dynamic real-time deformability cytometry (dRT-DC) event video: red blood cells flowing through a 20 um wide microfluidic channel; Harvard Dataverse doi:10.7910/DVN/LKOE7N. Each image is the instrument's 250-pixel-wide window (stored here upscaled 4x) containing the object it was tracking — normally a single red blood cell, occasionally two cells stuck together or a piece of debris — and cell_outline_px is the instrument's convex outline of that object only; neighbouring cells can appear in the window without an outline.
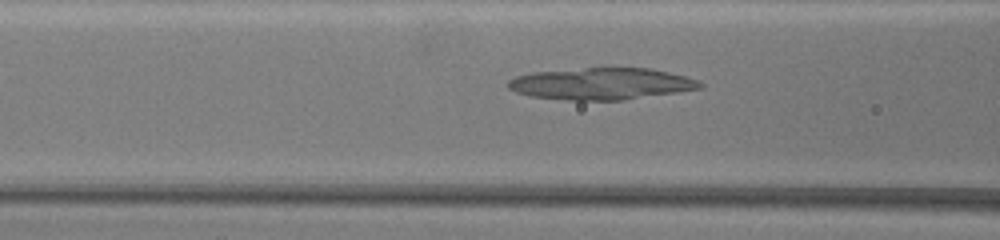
{"species": "common noctule bat (a hibernating species)", "species_latin": "Nyctalus noctula", "temperature_condition": "warm", "stored_images_in_passage": 74, "camera_frame_rate_fps": 3000, "um_per_image_px": 0.085, "animal": {"sex": "female", "body_mass_g": 19.5, "forearm_length_mm": 54.1}, "frame": {"image": 1, "passage_image": 33, "time_ms": 10.667, "image_size_px": [1000, 240], "cell_outline_px": [[704, 88], [624, 100], [568, 100], [532, 96], [516, 92], [508, 88], [508, 80], [516, 76], [532, 72], [604, 64], [612, 64], [648, 68], [668, 72], [700, 80], [704, 84]], "centroid_in_image_um": [51.14, 7.06], "position_along_channel_um": 115.5, "area_um2": 36.99}}
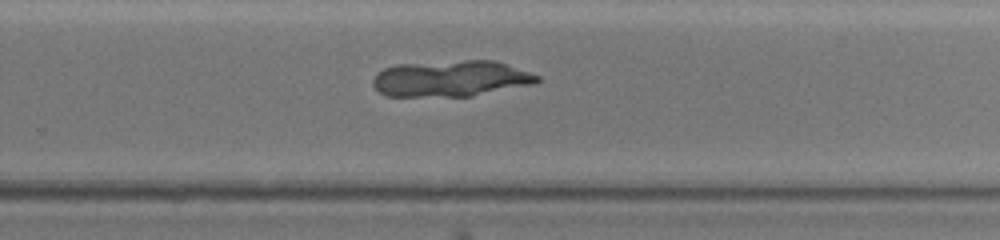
{"frame": {"image": 2, "passage_image": 51, "time_ms": 16.667, "image_size_px": [1000, 240], "cell_outline_px": [[540, 80], [536, 84], [472, 96], [384, 96], [372, 84], [372, 80], [376, 72], [384, 68], [396, 64], [464, 60], [496, 60], [540, 76]], "centroid_in_image_um": [38.33, 6.67], "position_along_channel_um": 291.5, "area_um2": 34.91}}
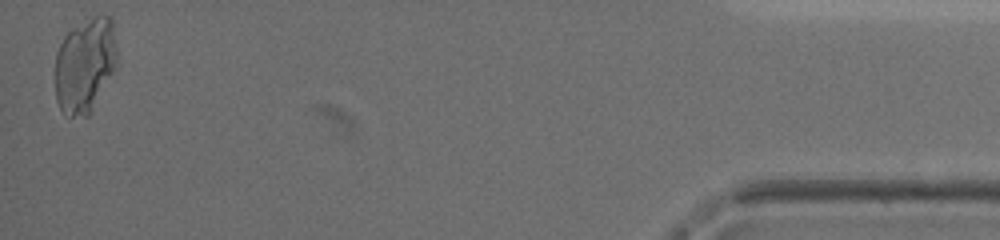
{"frame": {"image": 3, "passage_image": 73, "time_ms": 24.0, "image_size_px": [1000, 240], "cell_outline_px": [[116, 68], [88, 116], [72, 116], [60, 108], [56, 100], [56, 52], [64, 36], [68, 32], [100, 12], [108, 16], [112, 20], [116, 52]], "centroid_in_image_um": [7.23, 5.52], "position_along_channel_um": 428.0, "area_um2": 33.76}}